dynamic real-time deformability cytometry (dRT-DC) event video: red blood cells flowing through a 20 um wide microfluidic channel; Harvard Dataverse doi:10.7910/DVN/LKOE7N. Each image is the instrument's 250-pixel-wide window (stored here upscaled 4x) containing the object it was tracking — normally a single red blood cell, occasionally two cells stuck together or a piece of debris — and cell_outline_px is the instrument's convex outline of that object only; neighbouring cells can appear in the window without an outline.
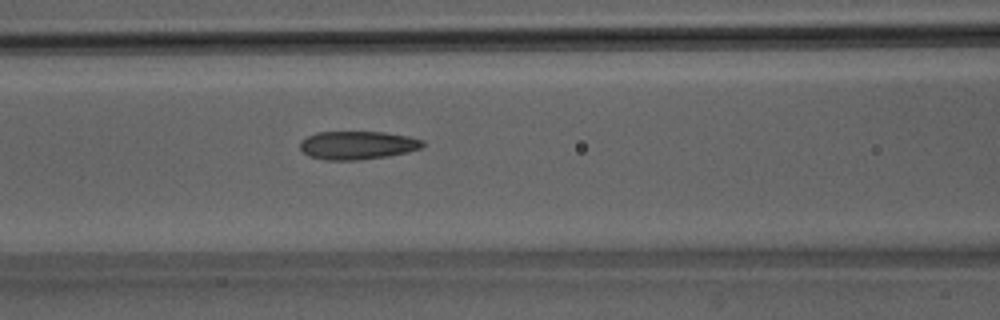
{"species": "Egyptian fruit bat (a non-hibernating species)", "species_latin": "Rousettus aegyptiacus", "temperature_condition": "room temperature", "stored_images_in_passage": 50, "camera_frame_rate_fps": 3000, "um_per_image_px": 0.085, "animal": {"sex": "male"}, "frame": {"image": 1, "passage_image": 22, "time_ms": 7.0, "image_size_px": [1000, 320], "cell_outline_px": [[424, 144], [420, 148], [408, 152], [388, 156], [360, 160], [328, 160], [308, 156], [300, 148], [300, 140], [316, 132], [384, 132], [408, 136], [424, 140]], "centroid_in_image_um": [30.38, 12.34], "position_along_channel_um": 136.2, "area_um2": 20.29}}
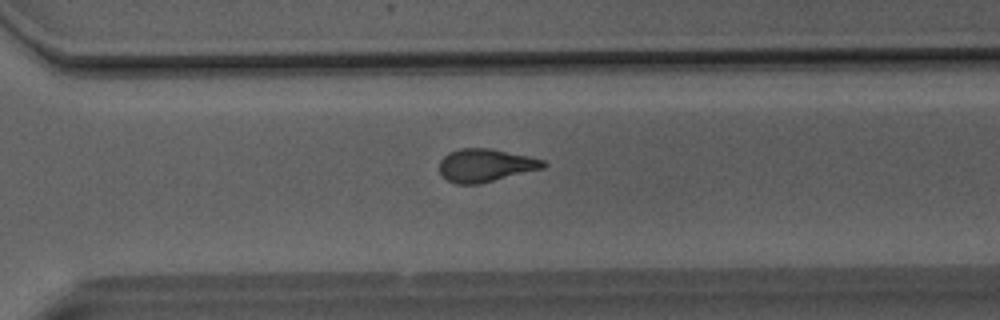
{"frame": {"image": 2, "passage_image": 36, "time_ms": 11.667, "image_size_px": [1000, 320], "cell_outline_px": [[548, 164], [544, 168], [480, 184], [456, 184], [448, 180], [440, 172], [440, 160], [448, 152], [460, 148], [492, 148], [528, 156], [544, 160]], "centroid_in_image_um": [41.28, 14.05], "position_along_channel_um": 329.3, "area_um2": 20.06}}
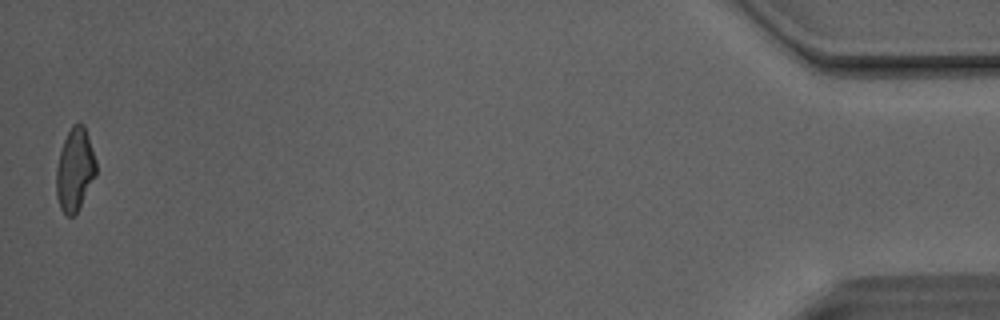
{"frame": {"image": 3, "passage_image": 50, "time_ms": 16.333, "image_size_px": [1000, 320], "cell_outline_px": [[96, 176], [76, 212], [72, 216], [68, 216], [60, 208], [56, 196], [56, 168], [60, 152], [64, 140], [72, 124], [80, 120], [84, 124], [96, 160]], "centroid_in_image_um": [6.36, 14.37], "position_along_channel_um": 428.8, "area_um2": 19.19}, "authors_computed_cell_mechanics": {"area_um2": 20.4034, "velocity_mm_per_s": 4.147, "shape_relaxation_time_tau1_ms": 4.7746, "shape_relaxation_time_tau2_ms": 2.4546, "deformation_change_tau1": 0.1866, "deformation_change_tau2": 0.1177}}